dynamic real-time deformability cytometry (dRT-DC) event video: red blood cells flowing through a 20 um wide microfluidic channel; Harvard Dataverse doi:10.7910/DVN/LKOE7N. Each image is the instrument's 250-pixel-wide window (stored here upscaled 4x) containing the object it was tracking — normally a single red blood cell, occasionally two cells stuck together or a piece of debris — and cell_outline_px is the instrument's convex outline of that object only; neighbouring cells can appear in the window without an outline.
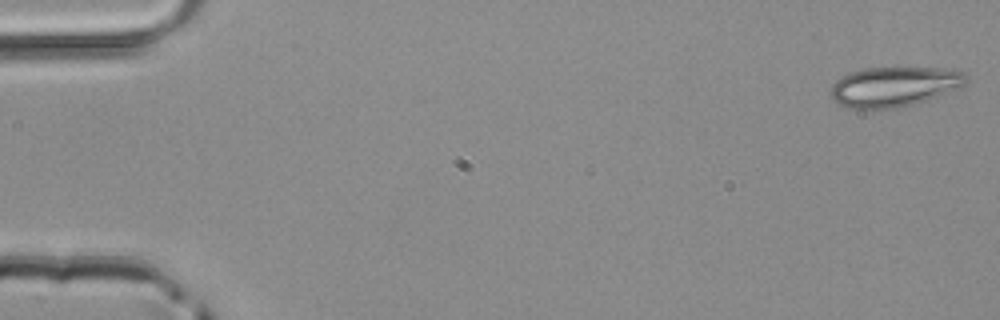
{"species": "common noctule bat (a hibernating species)", "species_latin": "Nyctalus noctula", "temperature_condition": "room temperature", "stored_images_in_passage": 50, "camera_frame_rate_fps": 3000, "um_per_image_px": 0.085, "animal": {"sex": "male", "body_mass_g": 20.4}, "frame": {"image": 1, "passage_image": 1, "time_ms": 0.0, "image_size_px": [1000, 320], "cell_outline_px": [[968, 80], [960, 88], [912, 104], [896, 108], [848, 108], [840, 104], [828, 92], [832, 84], [836, 80], [852, 72], [864, 68], [956, 68], [964, 72]], "centroid_in_image_um": [76.03, 7.34], "position_along_channel_um": 9.0, "area_um2": 31.27}}
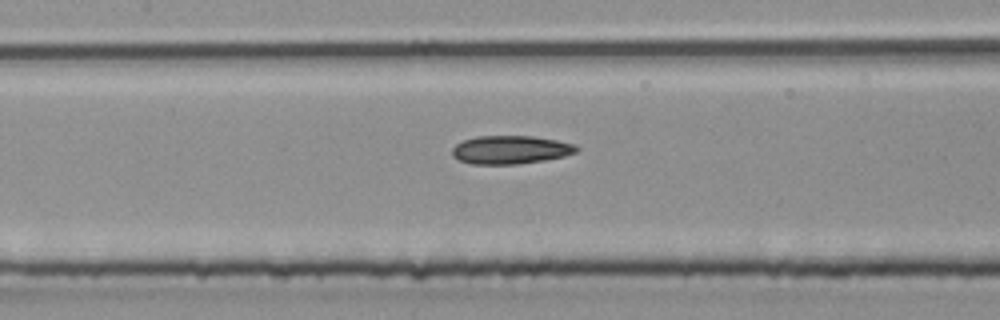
{"frame": {"image": 2, "passage_image": 23, "time_ms": 7.333, "image_size_px": [1000, 320], "cell_outline_px": [[580, 148], [576, 152], [564, 156], [544, 160], [516, 164], [472, 164], [460, 160], [452, 156], [452, 148], [456, 144], [464, 140], [476, 136], [532, 136], [556, 140], [576, 144]], "centroid_in_image_um": [43.4, 12.72], "position_along_channel_um": 164.0, "area_um2": 20.52}}
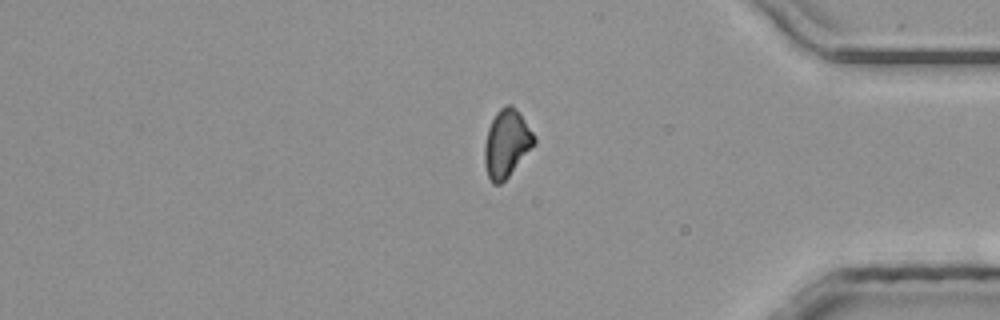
{"frame": {"image": 3, "passage_image": 41, "time_ms": 13.333, "image_size_px": [1000, 320], "cell_outline_px": [[536, 144], [508, 176], [500, 184], [492, 184], [488, 176], [484, 164], [484, 144], [488, 128], [496, 112], [500, 108], [508, 104], [512, 104], [516, 108], [536, 136]], "centroid_in_image_um": [43.06, 12.18], "position_along_channel_um": 392.1, "area_um2": 19.65}}